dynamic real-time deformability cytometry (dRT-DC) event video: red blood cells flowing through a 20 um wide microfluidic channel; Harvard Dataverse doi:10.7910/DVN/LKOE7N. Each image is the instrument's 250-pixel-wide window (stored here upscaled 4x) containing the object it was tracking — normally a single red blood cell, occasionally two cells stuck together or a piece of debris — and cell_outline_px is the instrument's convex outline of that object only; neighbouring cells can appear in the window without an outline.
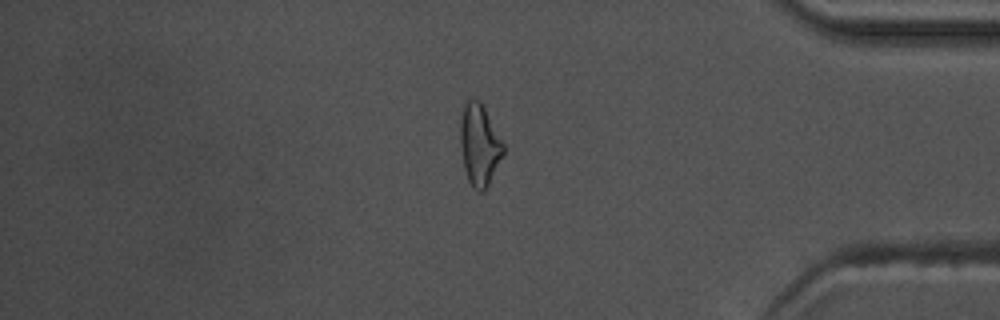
{"species": "common noctule bat (a hibernating species)", "species_latin": "Nyctalus noctula", "temperature_condition": "warm", "stored_images_in_passage": 55, "camera_frame_rate_fps": 3000, "um_per_image_px": 0.085, "animal": {"sex": "male", "body_mass_g": 17.5, "forearm_length_mm": 52.3}, "frame": {"image": 1, "passage_image": 47, "time_ms": 15.333, "image_size_px": [1000, 320], "cell_outline_px": [[504, 152], [484, 192], [480, 192], [472, 188], [468, 180], [464, 168], [460, 144], [460, 120], [464, 100], [476, 100], [484, 108], [504, 144]], "centroid_in_image_um": [40.72, 12.33], "position_along_channel_um": 394.5, "area_um2": 20.17}, "authors_computed_cell_mechanics": {"area_um2": 18.8428, "velocity_mm_per_s": 3.7389, "shape_relaxation_time_tau1_ms": 5.7232, "shape_relaxation_time_tau2_ms": 5.1196, "deformation_change_tau1": 0.1989, "deformation_change_tau2": 0.1451}}